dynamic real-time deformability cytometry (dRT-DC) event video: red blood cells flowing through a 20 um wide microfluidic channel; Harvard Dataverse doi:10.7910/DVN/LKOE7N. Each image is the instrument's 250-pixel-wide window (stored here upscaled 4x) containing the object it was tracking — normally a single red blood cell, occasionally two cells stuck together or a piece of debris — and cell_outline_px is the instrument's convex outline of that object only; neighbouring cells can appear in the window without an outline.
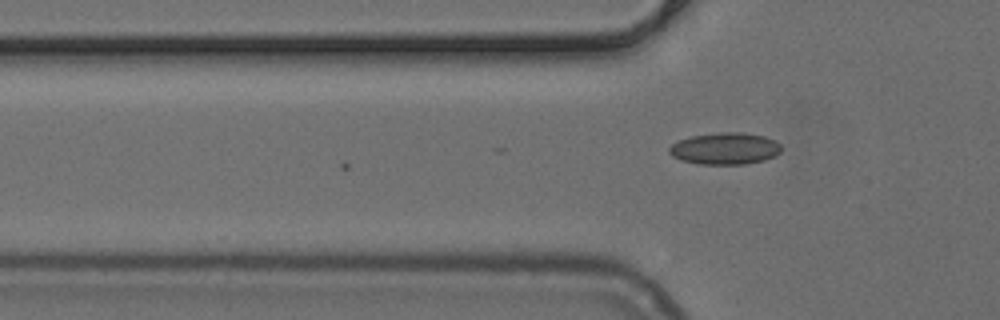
{"species": "common noctule bat (a hibernating species)", "species_latin": "Nyctalus noctula", "temperature_condition": "cold", "stored_images_in_passage": 9, "camera_frame_rate_fps": 3000, "um_per_image_px": 0.085, "animal": {"sex": "female", "body_mass_g": 24.6, "forearm_length_mm": 56.2}, "frame": {"image": 1, "passage_image": 9, "time_ms": 2.667, "image_size_px": [1000, 320], "cell_outline_px": [[784, 148], [776, 156], [764, 160], [744, 164], [700, 164], [680, 160], [672, 156], [668, 152], [668, 148], [672, 144], [680, 140], [692, 136], [720, 132], [744, 132], [764, 136], [776, 140]], "centroid_in_image_um": [61.66, 12.62], "position_along_channel_um": 64.1, "area_um2": 20.98}}